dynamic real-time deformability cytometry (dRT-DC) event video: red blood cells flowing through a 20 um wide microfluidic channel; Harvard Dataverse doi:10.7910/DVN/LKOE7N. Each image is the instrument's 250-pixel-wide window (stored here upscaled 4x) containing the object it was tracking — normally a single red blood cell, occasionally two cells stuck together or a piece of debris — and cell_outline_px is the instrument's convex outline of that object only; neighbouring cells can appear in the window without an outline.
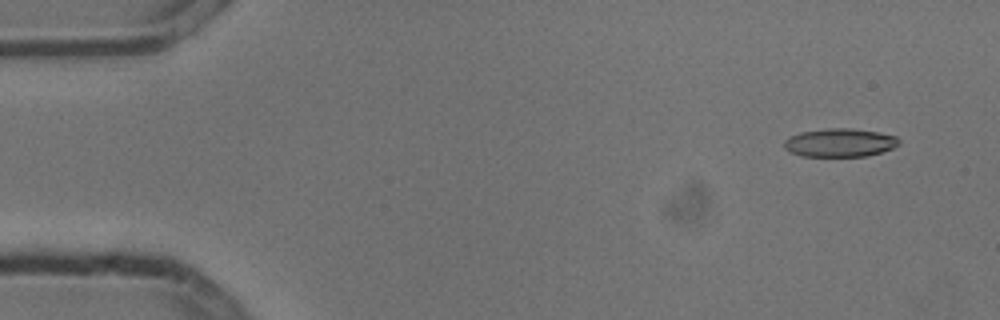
{"species": "common noctule bat (a hibernating species)", "species_latin": "Nyctalus noctula", "temperature_condition": "cold", "stored_images_in_passage": 4, "camera_frame_rate_fps": 3000, "um_per_image_px": 0.085, "animal": {"sex": "male", "body_mass_g": 13.3}, "frame": {"image": 1, "passage_image": 1, "time_ms": 0.0, "image_size_px": [1000, 320], "cell_outline_px": [[900, 144], [892, 148], [868, 156], [800, 156], [788, 152], [784, 148], [784, 140], [800, 132], [828, 128], [852, 128], [876, 132], [896, 136], [900, 140]], "centroid_in_image_um": [71.37, 12.13], "position_along_channel_um": 13.6, "area_um2": 19.02}}